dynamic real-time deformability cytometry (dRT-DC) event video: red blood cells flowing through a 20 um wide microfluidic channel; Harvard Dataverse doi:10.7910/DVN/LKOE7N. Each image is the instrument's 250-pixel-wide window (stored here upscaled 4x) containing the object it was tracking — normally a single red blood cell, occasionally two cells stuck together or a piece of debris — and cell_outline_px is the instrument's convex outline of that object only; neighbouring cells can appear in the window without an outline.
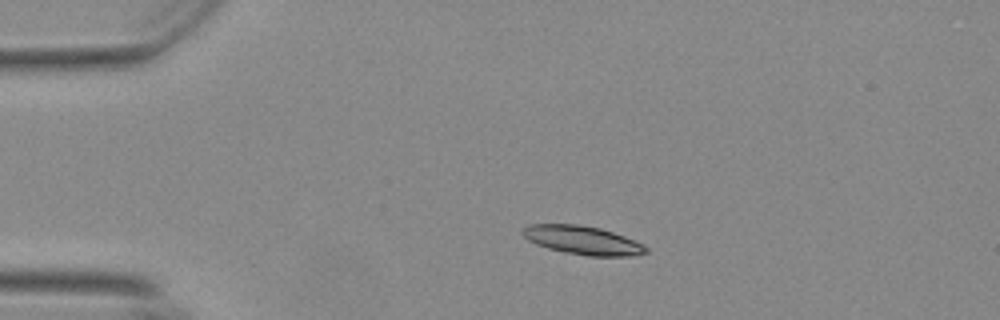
{"species": "Egyptian fruit bat (a non-hibernating species)", "species_latin": "Rousettus aegyptiacus", "temperature_condition": "warm", "stored_images_in_passage": 38, "camera_frame_rate_fps": 3000, "um_per_image_px": 0.085, "animal": {"sex": "female"}, "frame": {"image": 1, "passage_image": 1, "time_ms": 0.0, "image_size_px": [1000, 320], "cell_outline_px": [[648, 252], [636, 256], [588, 256], [564, 252], [548, 248], [536, 244], [528, 240], [520, 232], [524, 228], [532, 224], [576, 224], [600, 228], [624, 236], [644, 244], [648, 248]], "centroid_in_image_um": [49.55, 20.43], "position_along_channel_um": 35.4, "area_um2": 20.58}}
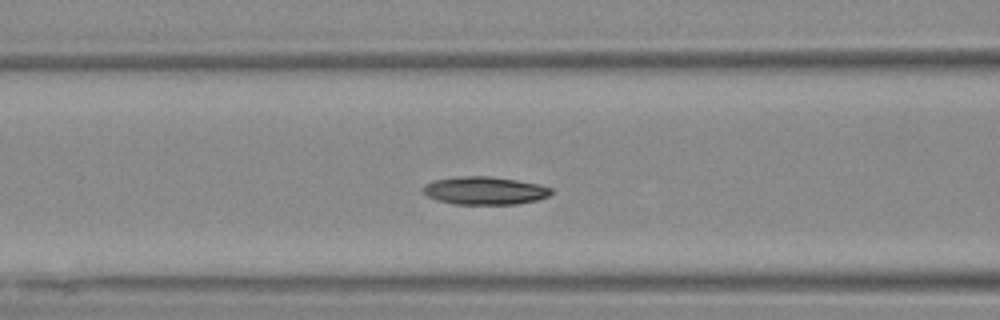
{"frame": {"image": 2, "passage_image": 12, "time_ms": 3.667, "image_size_px": [1000, 320], "cell_outline_px": [[552, 192], [548, 196], [536, 200], [516, 204], [452, 204], [436, 200], [428, 196], [420, 188], [424, 184], [436, 180], [460, 176], [492, 176], [516, 180], [536, 184], [552, 188]], "centroid_in_image_um": [41.16, 16.2], "position_along_channel_um": 125.4, "area_um2": 20.81}}
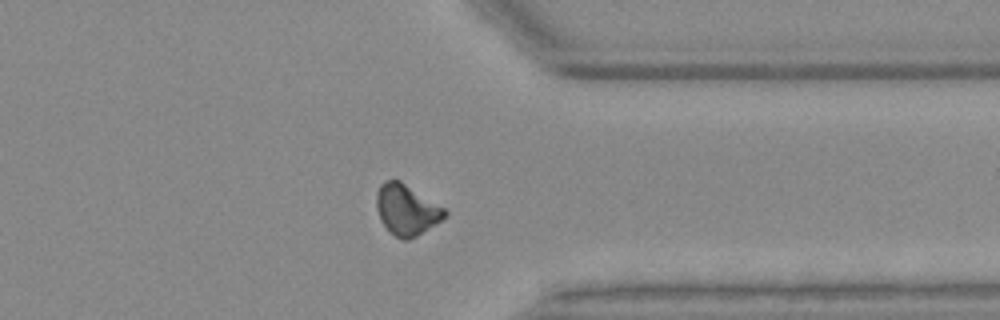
{"frame": {"image": 3, "passage_image": 33, "time_ms": 10.667, "image_size_px": [1000, 320], "cell_outline_px": [[448, 216], [436, 224], [416, 236], [408, 240], [404, 240], [396, 236], [380, 220], [376, 208], [376, 192], [380, 184], [388, 180], [400, 180], [444, 208], [448, 212]], "centroid_in_image_um": [34.56, 17.82], "position_along_channel_um": 376.8, "area_um2": 20.0}, "authors_computed_cell_mechanics": {"area_um2": 20.2589, "velocity_mm_per_s": 3.6695, "shape_relaxation_time_tau1_ms": null, "shape_relaxation_time_tau2_ms": 11.2656, "deformation_change_tau1": null, "deformation_change_tau2": 0.166}}